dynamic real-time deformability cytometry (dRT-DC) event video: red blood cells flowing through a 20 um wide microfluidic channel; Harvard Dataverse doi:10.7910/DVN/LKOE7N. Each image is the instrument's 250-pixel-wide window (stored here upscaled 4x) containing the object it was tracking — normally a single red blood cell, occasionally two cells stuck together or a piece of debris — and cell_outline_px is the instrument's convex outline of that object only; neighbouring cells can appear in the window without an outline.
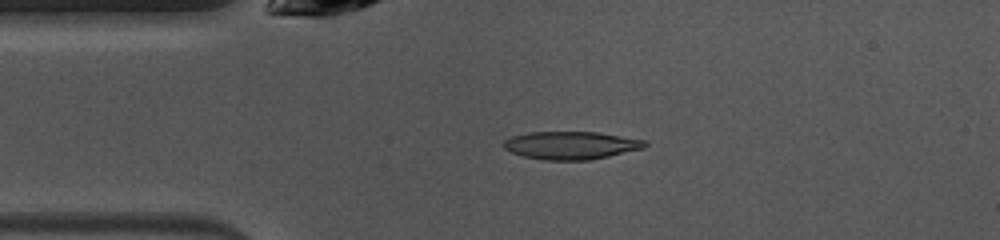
{"species": "common noctule bat (a hibernating species)", "species_latin": "Nyctalus noctula", "temperature_condition": "warm", "stored_images_in_passage": 39, "camera_frame_rate_fps": 3000, "um_per_image_px": 0.085, "animal": {"sex": "female", "body_mass_g": 10.0, "forearm_length_mm": 53.1}, "frame": {"image": 1, "passage_image": 1, "time_ms": 0.0, "image_size_px": [1000, 240], "cell_outline_px": [[648, 144], [644, 148], [608, 156], [588, 160], [544, 160], [524, 156], [512, 152], [504, 148], [500, 144], [504, 140], [512, 136], [528, 132], [596, 132], [648, 140]], "centroid_in_image_um": [48.53, 12.35], "position_along_channel_um": 36.5, "area_um2": 23.0}}
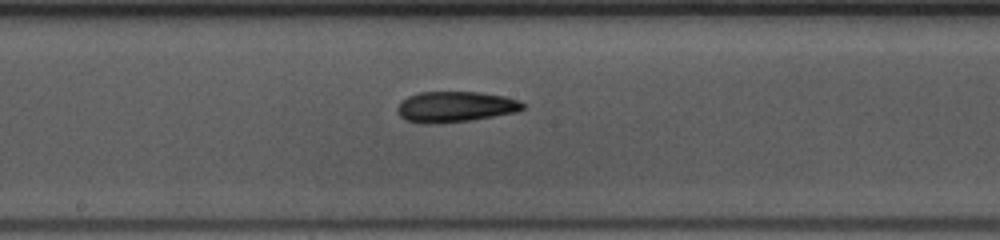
{"frame": {"image": 2, "passage_image": 15, "time_ms": 4.667, "image_size_px": [1000, 240], "cell_outline_px": [[524, 108], [516, 112], [468, 120], [424, 124], [408, 120], [400, 116], [396, 112], [396, 108], [400, 100], [408, 96], [420, 92], [480, 92], [504, 96], [520, 100], [524, 104]], "centroid_in_image_um": [38.67, 9.06], "position_along_channel_um": 209.5, "area_um2": 22.31}}
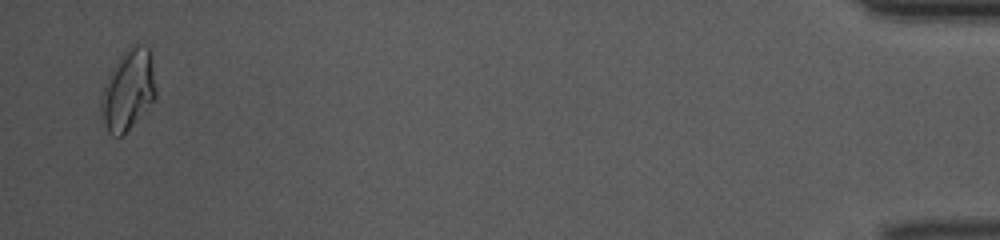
{"frame": {"image": 3, "passage_image": 38, "time_ms": 12.333, "image_size_px": [1000, 240], "cell_outline_px": [[156, 96], [132, 124], [120, 136], [112, 136], [108, 132], [100, 108], [100, 96], [104, 84], [108, 76], [120, 56], [128, 44], [140, 44], [148, 48], [152, 52], [156, 88]], "centroid_in_image_um": [10.9, 7.56], "position_along_channel_um": 424.3, "area_um2": 25.55}, "authors_computed_cell_mechanics": {"area_um2": 22.0796, "velocity_mm_per_s": 4.0434, "shape_relaxation_time_tau1_ms": null, "shape_relaxation_time_tau2_ms": 3.82, "deformation_change_tau1": null, "deformation_change_tau2": 0.1148}}